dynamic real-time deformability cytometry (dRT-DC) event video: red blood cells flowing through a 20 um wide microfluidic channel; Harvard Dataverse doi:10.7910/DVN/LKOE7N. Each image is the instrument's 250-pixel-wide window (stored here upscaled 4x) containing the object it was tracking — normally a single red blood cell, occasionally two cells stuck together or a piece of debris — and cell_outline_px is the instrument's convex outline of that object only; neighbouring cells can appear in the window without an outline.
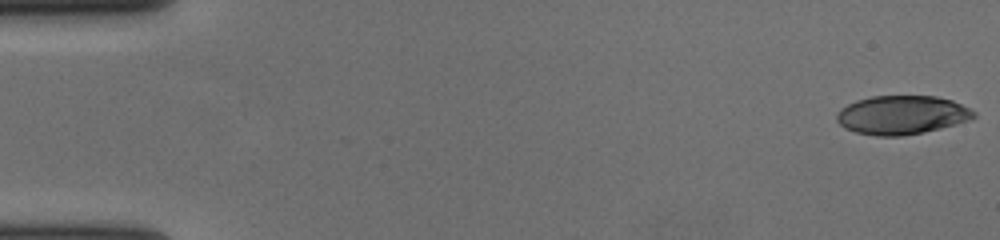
{"species": "human", "species_latin": "Homo sapiens", "temperature_condition": "cold", "stored_images_in_passage": 57, "camera_frame_rate_fps": 3000, "um_per_image_px": 0.085, "donor": {"sex": "female"}, "frame": {"image": 1, "passage_image": 1, "time_ms": 0.0, "image_size_px": [1000, 240], "cell_outline_px": [[976, 116], [972, 120], [924, 132], [904, 136], [876, 136], [856, 132], [844, 128], [836, 120], [836, 112], [840, 108], [856, 100], [872, 96], [936, 96], [952, 100], [976, 112]], "centroid_in_image_um": [76.64, 9.77], "position_along_channel_um": 8.4, "area_um2": 31.15}}
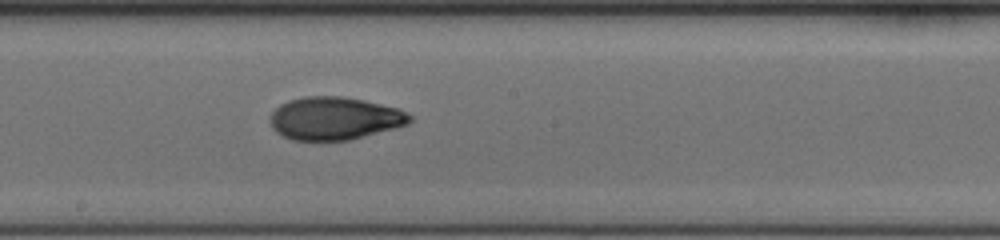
{"frame": {"image": 2, "passage_image": 32, "time_ms": 10.333, "image_size_px": [1000, 240], "cell_outline_px": [[412, 120], [408, 124], [396, 128], [348, 140], [292, 140], [276, 132], [272, 128], [272, 112], [280, 104], [288, 100], [304, 96], [344, 96], [364, 100], [400, 108], [408, 112], [412, 116]], "centroid_in_image_um": [28.48, 10.05], "position_along_channel_um": 219.7, "area_um2": 34.97}}
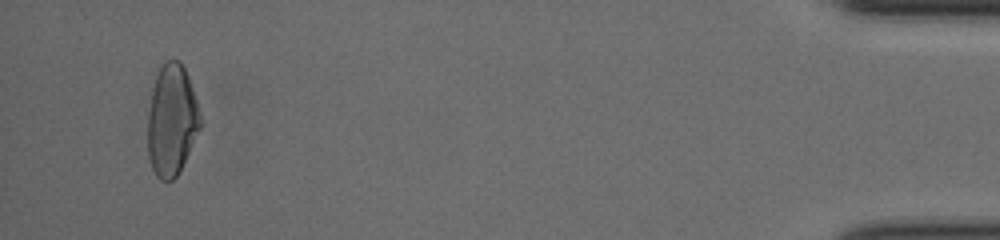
{"frame": {"image": 3, "passage_image": 55, "time_ms": 18.0, "image_size_px": [1000, 240], "cell_outline_px": [[200, 128], [176, 176], [172, 180], [160, 180], [156, 176], [152, 168], [148, 156], [148, 116], [152, 88], [160, 64], [164, 60], [180, 60], [188, 76], [196, 100], [200, 116]], "centroid_in_image_um": [14.57, 10.18], "position_along_channel_um": 420.6, "area_um2": 33.7}, "authors_computed_cell_mechanics": {"area_um2": 33.7552, "velocity_mm_per_s": 3.6519, "shape_relaxation_time_tau1_ms": 7.2648, "shape_relaxation_time_tau2_ms": 2.3328, "deformation_change_tau1": 0.2319, "deformation_change_tau2": 0.0718}}